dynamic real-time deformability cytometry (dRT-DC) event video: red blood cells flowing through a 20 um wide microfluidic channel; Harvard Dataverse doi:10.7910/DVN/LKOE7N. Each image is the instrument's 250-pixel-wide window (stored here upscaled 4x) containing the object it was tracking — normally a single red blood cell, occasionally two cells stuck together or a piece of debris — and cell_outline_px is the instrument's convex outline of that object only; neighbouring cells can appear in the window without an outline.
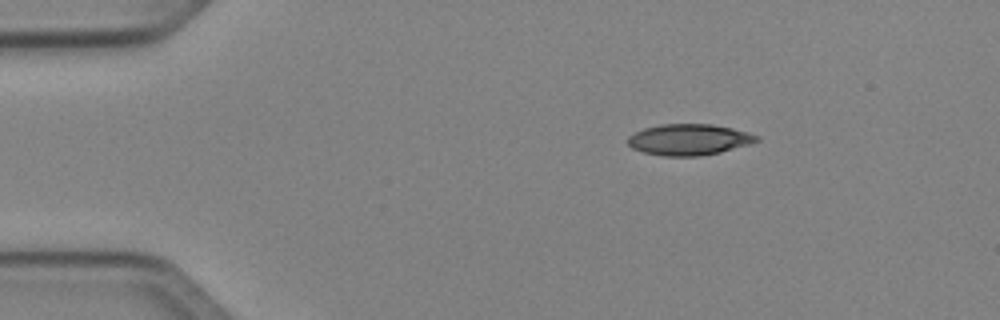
{"species": "Egyptian fruit bat (a non-hibernating species)", "species_latin": "Rousettus aegyptiacus", "temperature_condition": "cold", "stored_images_in_passage": 43, "camera_frame_rate_fps": 3000, "um_per_image_px": 0.085, "animal": {"sex": "female"}, "frame": {"image": 1, "passage_image": 1, "time_ms": 0.0, "image_size_px": [1000, 320], "cell_outline_px": [[760, 140], [752, 144], [720, 152], [700, 156], [664, 156], [644, 152], [632, 148], [628, 144], [628, 136], [644, 128], [660, 124], [712, 124], [732, 128], [748, 132], [760, 136]], "centroid_in_image_um": [58.6, 11.86], "position_along_channel_um": 26.4, "area_um2": 23.47}}
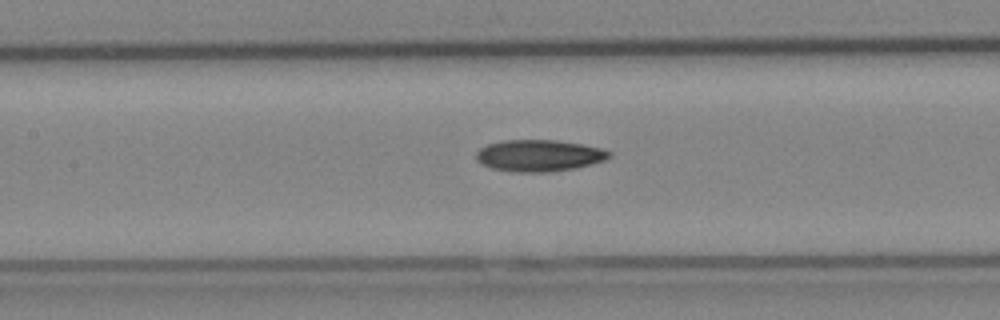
{"frame": {"image": 2, "passage_image": 16, "time_ms": 5.0, "image_size_px": [1000, 320], "cell_outline_px": [[612, 156], [604, 160], [592, 164], [576, 168], [548, 172], [512, 172], [492, 168], [480, 164], [476, 160], [476, 152], [480, 148], [488, 144], [504, 140], [556, 140], [604, 148], [612, 152]], "centroid_in_image_um": [45.83, 13.23], "position_along_channel_um": 161.6, "area_um2": 24.74}}
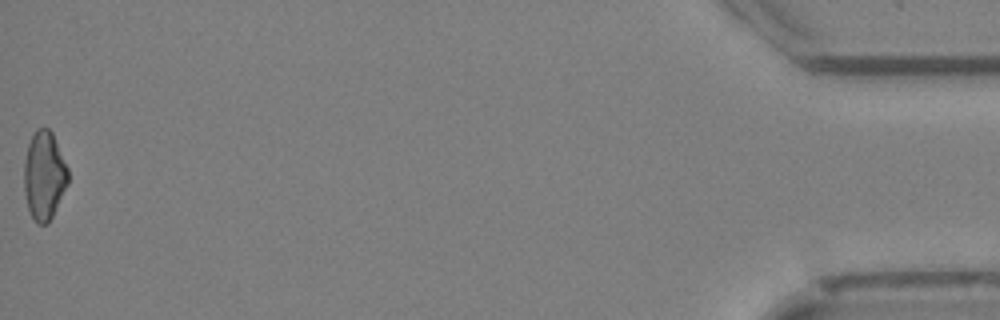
{"frame": {"image": 3, "passage_image": 43, "time_ms": 14.0, "image_size_px": [1000, 320], "cell_outline_px": [[68, 184], [48, 224], [36, 224], [28, 208], [24, 192], [24, 160], [28, 144], [36, 128], [48, 128], [52, 132], [68, 168]], "centroid_in_image_um": [3.75, 14.92], "position_along_channel_um": 431.5, "area_um2": 22.72}}